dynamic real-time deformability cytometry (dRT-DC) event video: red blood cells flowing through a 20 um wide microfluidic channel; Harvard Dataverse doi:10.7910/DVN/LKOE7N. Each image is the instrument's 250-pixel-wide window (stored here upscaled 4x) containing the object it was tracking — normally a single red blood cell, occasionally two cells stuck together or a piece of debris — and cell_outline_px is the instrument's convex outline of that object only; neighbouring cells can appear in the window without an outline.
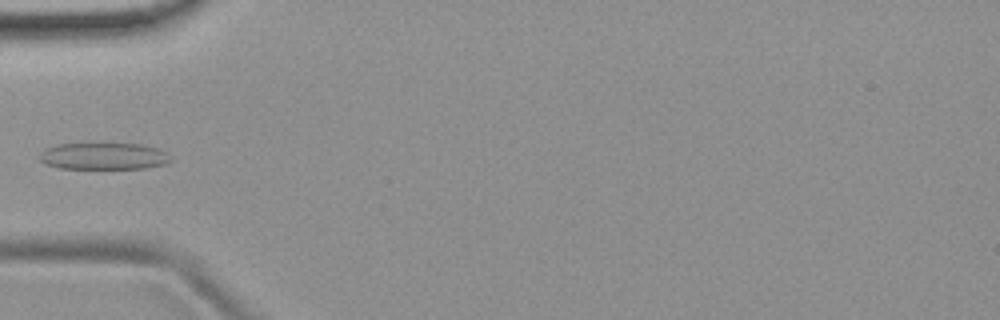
{"species": "common noctule bat (a hibernating species)", "species_latin": "Nyctalus noctula", "temperature_condition": "room temperature", "stored_images_in_passage": 6, "camera_frame_rate_fps": 3000, "um_per_image_px": 0.085, "animal": {"sex": "female", "body_mass_g": 19.9}, "frame": {"image": 1, "passage_image": 6, "time_ms": 1.667, "image_size_px": [1000, 320], "cell_outline_px": [[172, 160], [168, 164], [144, 168], [60, 168], [44, 164], [36, 156], [44, 148], [56, 144], [140, 144], [160, 148], [168, 152], [172, 156]], "centroid_in_image_um": [8.83, 13.27], "position_along_channel_um": 76.2, "area_um2": 20.81}}